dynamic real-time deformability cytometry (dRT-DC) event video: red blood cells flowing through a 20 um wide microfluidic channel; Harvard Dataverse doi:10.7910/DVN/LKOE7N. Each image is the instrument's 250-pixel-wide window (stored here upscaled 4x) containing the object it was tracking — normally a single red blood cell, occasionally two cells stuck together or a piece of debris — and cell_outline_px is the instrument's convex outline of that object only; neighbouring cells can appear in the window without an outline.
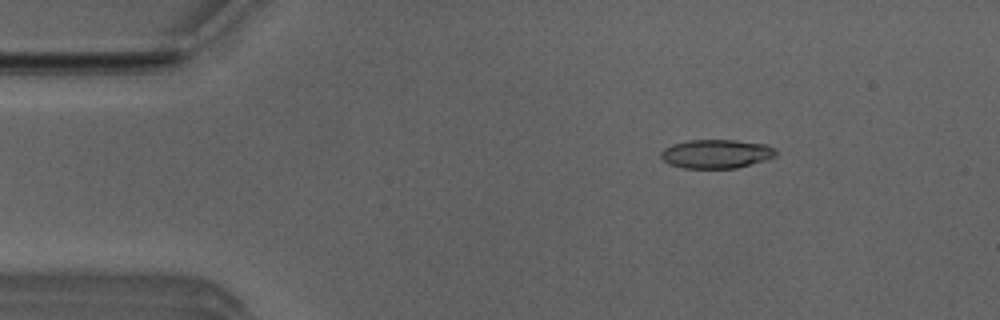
{"species": "Egyptian fruit bat (a non-hibernating species)", "species_latin": "Rousettus aegyptiacus", "temperature_condition": "room temperature", "stored_images_in_passage": 4, "camera_frame_rate_fps": 3000, "um_per_image_px": 0.085, "animal": {"sex": "male"}, "frame": {"image": 1, "passage_image": 2, "time_ms": 0.333, "image_size_px": [1000, 320], "cell_outline_px": [[776, 156], [764, 160], [736, 168], [684, 168], [668, 164], [660, 156], [660, 152], [664, 148], [672, 144], [688, 140], [736, 140], [768, 144], [776, 148]], "centroid_in_image_um": [60.88, 13.07], "position_along_channel_um": 24.1, "area_um2": 19.42}}